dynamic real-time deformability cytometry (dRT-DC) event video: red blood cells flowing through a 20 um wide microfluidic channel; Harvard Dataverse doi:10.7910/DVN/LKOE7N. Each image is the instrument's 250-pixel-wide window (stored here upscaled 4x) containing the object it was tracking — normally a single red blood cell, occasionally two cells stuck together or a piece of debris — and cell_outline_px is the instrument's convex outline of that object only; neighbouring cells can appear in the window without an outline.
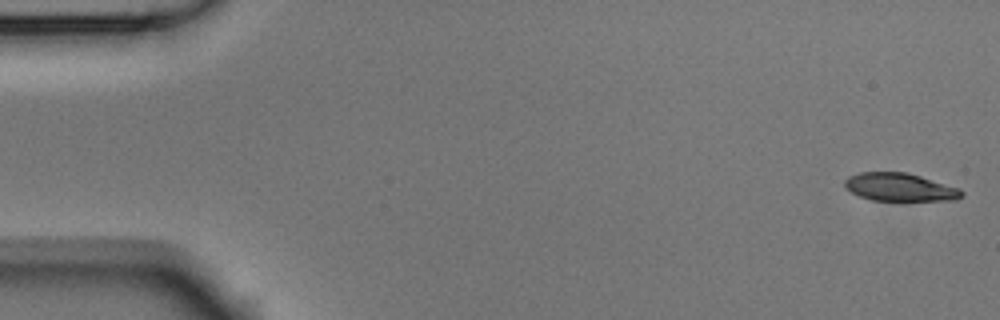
{"species": "Egyptian fruit bat (a non-hibernating species)", "species_latin": "Rousettus aegyptiacus", "temperature_condition": "room temperature", "stored_images_in_passage": 53, "camera_frame_rate_fps": 3000, "um_per_image_px": 0.085, "animal": {"sex": "male"}, "frame": {"image": 1, "passage_image": 1, "time_ms": 0.0, "image_size_px": [1000, 320], "cell_outline_px": [[964, 196], [956, 200], [872, 200], [860, 196], [852, 192], [844, 184], [844, 180], [848, 176], [860, 172], [908, 172], [960, 188], [964, 192]], "centroid_in_image_um": [76.52, 15.9], "position_along_channel_um": 8.5, "area_um2": 19.07}}
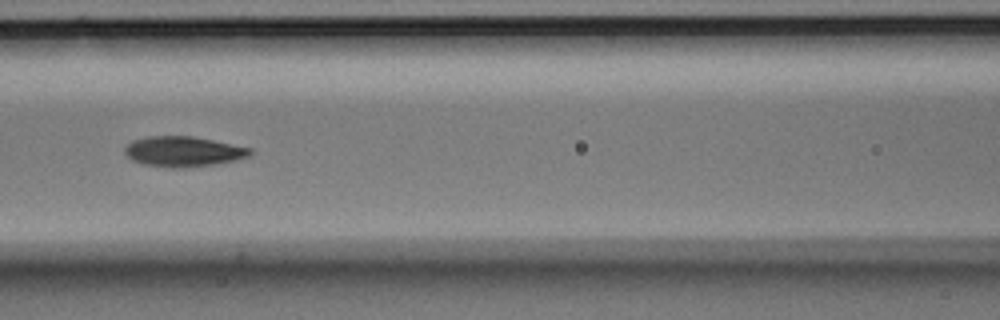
{"frame": {"image": 2, "passage_image": 23, "time_ms": 7.333, "image_size_px": [1000, 320], "cell_outline_px": [[252, 152], [248, 156], [216, 164], [184, 168], [172, 168], [144, 164], [132, 160], [124, 152], [124, 148], [132, 140], [148, 136], [192, 136], [252, 148]], "centroid_in_image_um": [15.55, 12.88], "position_along_channel_um": 151.1, "area_um2": 21.96}}
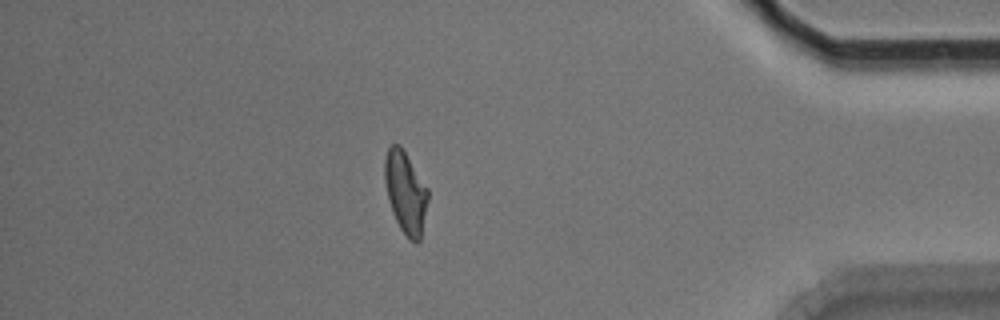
{"frame": {"image": 3, "passage_image": 46, "time_ms": 15.0, "image_size_px": [1000, 320], "cell_outline_px": [[428, 200], [420, 240], [416, 244], [408, 240], [400, 228], [392, 212], [388, 200], [384, 180], [384, 160], [388, 148], [392, 144], [400, 144], [428, 188]], "centroid_in_image_um": [34.46, 16.36], "position_along_channel_um": 400.7, "area_um2": 20.81}, "authors_computed_cell_mechanics": {"area_um2": 21.097, "velocity_mm_per_s": 3.762, "shape_relaxation_time_tau1_ms": 4.6154, "shape_relaxation_time_tau2_ms": 3.7063, "deformation_change_tau1": 0.1732, "deformation_change_tau2": 0.0941}}